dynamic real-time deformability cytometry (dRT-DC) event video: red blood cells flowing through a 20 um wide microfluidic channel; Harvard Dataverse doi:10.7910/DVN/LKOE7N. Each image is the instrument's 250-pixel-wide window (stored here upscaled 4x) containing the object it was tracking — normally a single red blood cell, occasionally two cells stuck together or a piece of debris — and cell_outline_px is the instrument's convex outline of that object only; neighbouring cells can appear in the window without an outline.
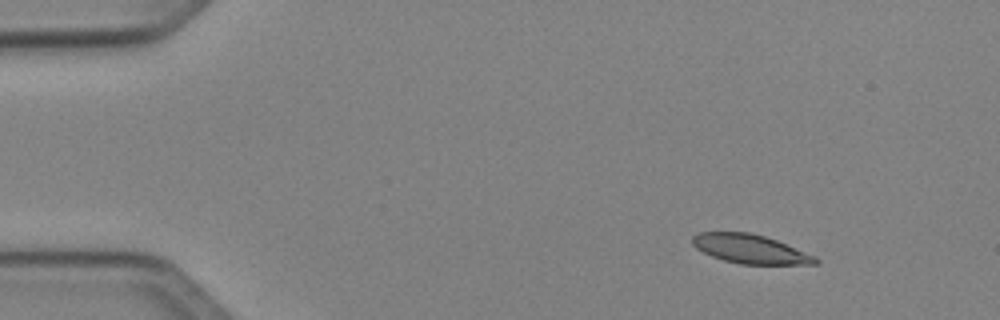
{"species": "Egyptian fruit bat (a non-hibernating species)", "species_latin": "Rousettus aegyptiacus", "temperature_condition": "cold", "stored_images_in_passage": 6, "camera_frame_rate_fps": 3000, "um_per_image_px": 0.085, "animal": {"sex": "female"}, "frame": {"image": 1, "passage_image": 2, "time_ms": 1.333, "image_size_px": [1000, 320], "cell_outline_px": [[820, 264], [740, 264], [724, 260], [712, 256], [696, 248], [692, 244], [692, 236], [696, 232], [748, 232], [764, 236], [776, 240], [816, 256], [820, 260]], "centroid_in_image_um": [63.77, 21.16], "position_along_channel_um": 21.2, "area_um2": 20.75}}
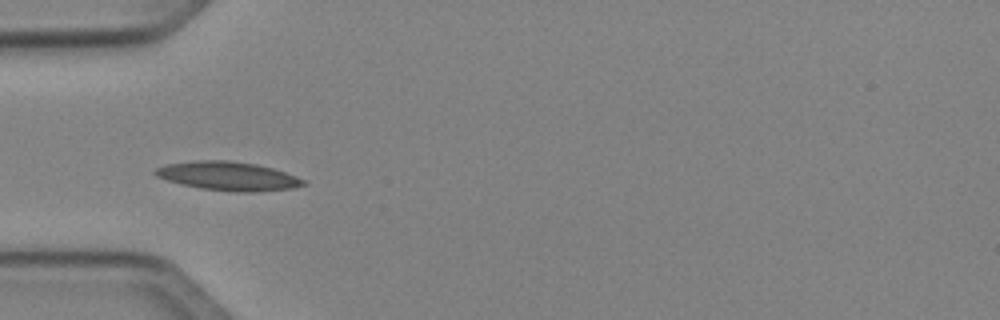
{"frame": {"image": 2, "passage_image": 5, "time_ms": 4.667, "image_size_px": [1000, 320], "cell_outline_px": [[308, 184], [292, 188], [252, 192], [236, 192], [200, 188], [168, 180], [156, 176], [152, 172], [156, 168], [164, 164], [196, 160], [228, 160], [256, 164], [272, 168], [296, 176], [304, 180]], "centroid_in_image_um": [19.38, 14.96], "position_along_channel_um": 65.6, "area_um2": 24.74}}
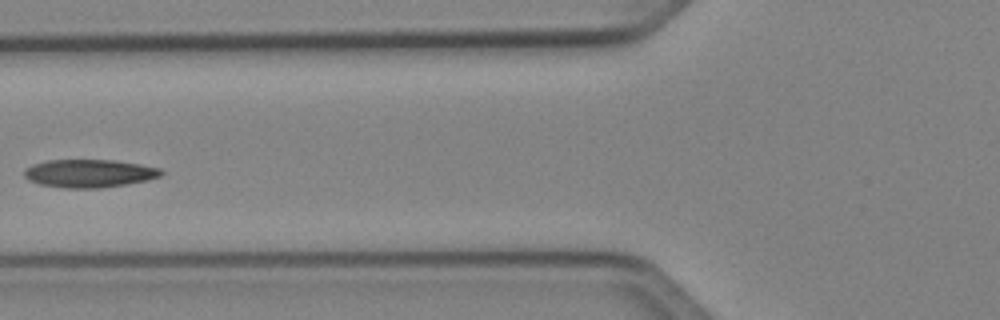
{"frame": {"image": 3, "passage_image": 6, "time_ms": 6.0, "image_size_px": [1000, 320], "cell_outline_px": [[164, 172], [160, 176], [148, 180], [100, 188], [64, 188], [40, 184], [28, 180], [24, 176], [24, 168], [32, 164], [48, 160], [116, 160], [140, 164], [160, 168]], "centroid_in_image_um": [7.57, 14.73], "position_along_channel_um": 118.2, "area_um2": 22.43}}